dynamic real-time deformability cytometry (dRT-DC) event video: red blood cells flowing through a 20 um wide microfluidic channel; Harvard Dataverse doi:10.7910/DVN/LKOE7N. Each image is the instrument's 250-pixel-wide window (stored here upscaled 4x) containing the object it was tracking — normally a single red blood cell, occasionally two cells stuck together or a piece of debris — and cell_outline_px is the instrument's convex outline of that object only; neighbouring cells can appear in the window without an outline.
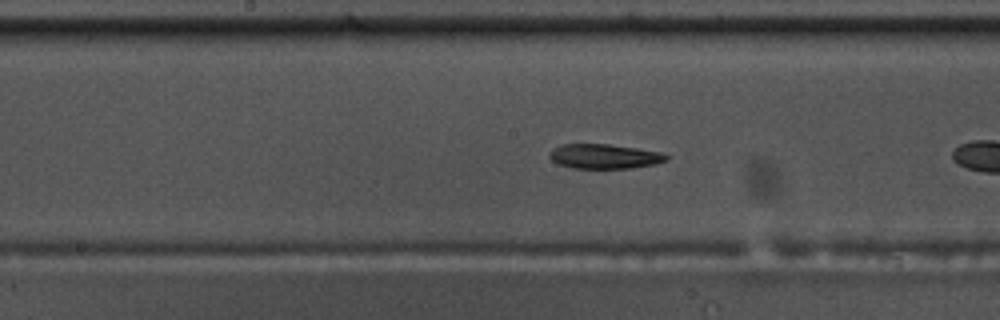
{"species": "common noctule bat (a hibernating species)", "species_latin": "Nyctalus noctula", "temperature_condition": "warm", "stored_images_in_passage": 16, "camera_frame_rate_fps": 3000, "um_per_image_px": 0.085, "animal": {"sex": "male", "body_mass_g": 17.5, "forearm_length_mm": 52.3}, "frame": {"image": 1, "passage_image": 12, "time_ms": 3.667, "image_size_px": [1000, 320], "cell_outline_px": [[668, 160], [656, 164], [632, 168], [572, 168], [560, 164], [552, 160], [548, 156], [548, 152], [552, 148], [564, 144], [608, 144], [636, 148], [660, 152], [668, 156]], "centroid_in_image_um": [51.36, 13.29], "position_along_channel_um": 196.8, "area_um2": 16.76}}